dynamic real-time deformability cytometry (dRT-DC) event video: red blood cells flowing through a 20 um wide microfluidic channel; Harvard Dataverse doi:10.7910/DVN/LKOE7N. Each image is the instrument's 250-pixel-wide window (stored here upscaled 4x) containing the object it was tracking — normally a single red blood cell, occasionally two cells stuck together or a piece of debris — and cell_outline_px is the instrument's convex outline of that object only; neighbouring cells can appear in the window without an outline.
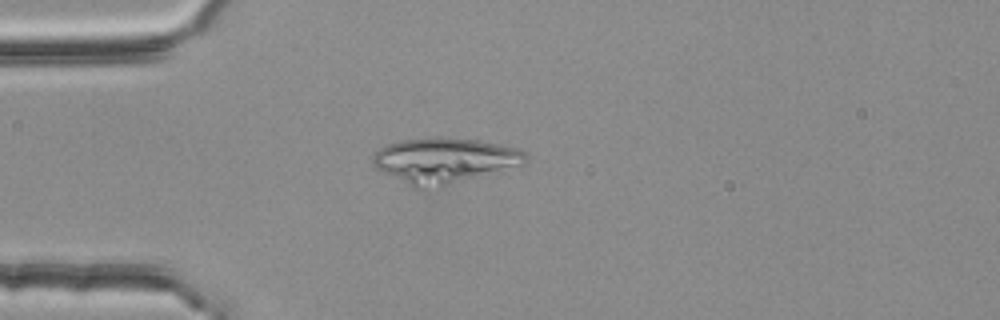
{"species": "common noctule bat (a hibernating species)", "species_latin": "Nyctalus noctula", "temperature_condition": "room temperature", "stored_images_in_passage": 4, "camera_frame_rate_fps": 3000, "um_per_image_px": 0.085, "animal": {"sex": "female", "body_mass_g": 25.1}, "frame": {"image": 1, "passage_image": 4, "time_ms": 1.0, "image_size_px": [1000, 320], "cell_outline_px": [[528, 160], [524, 164], [500, 172], [448, 184], [424, 188], [416, 188], [376, 168], [372, 160], [372, 156], [380, 148], [388, 144], [400, 140], [428, 136], [448, 136], [476, 140], [500, 144], [516, 148], [524, 152], [528, 156]], "centroid_in_image_um": [37.8, 13.6], "position_along_channel_um": 47.2, "area_um2": 40.34}}